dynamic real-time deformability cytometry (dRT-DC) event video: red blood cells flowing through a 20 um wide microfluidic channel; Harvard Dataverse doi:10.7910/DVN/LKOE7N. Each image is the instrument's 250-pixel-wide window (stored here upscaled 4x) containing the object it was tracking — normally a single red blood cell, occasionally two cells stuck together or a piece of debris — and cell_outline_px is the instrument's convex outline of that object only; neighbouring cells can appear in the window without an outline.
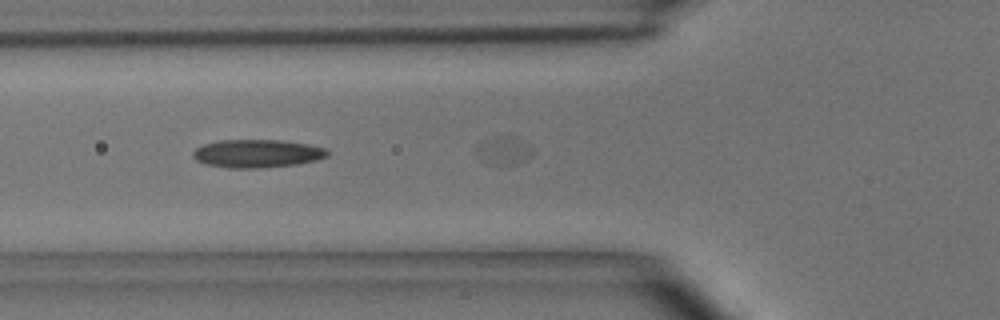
{"species": "common noctule bat (a hibernating species)", "species_latin": "Nyctalus noctula", "temperature_condition": "room temperature", "stored_images_in_passage": 5, "camera_frame_rate_fps": 3000, "um_per_image_px": 0.085, "animal": {"sex": "male", "body_mass_g": 15.6}, "frame": {"image": 1, "passage_image": 3, "time_ms": 0.667, "image_size_px": [1000, 320], "cell_outline_px": [[328, 156], [316, 160], [296, 164], [256, 168], [228, 168], [208, 164], [196, 160], [192, 156], [192, 152], [196, 148], [204, 144], [220, 140], [280, 140], [308, 144], [328, 148]], "centroid_in_image_um": [21.87, 13.04], "position_along_channel_um": 103.9, "area_um2": 21.96}}